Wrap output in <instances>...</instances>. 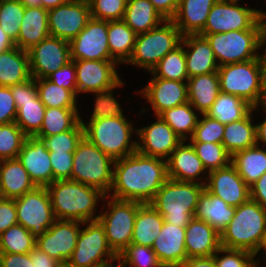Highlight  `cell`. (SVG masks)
I'll return each mask as SVG.
<instances>
[{
    "label": "cell",
    "instance_id": "obj_1",
    "mask_svg": "<svg viewBox=\"0 0 266 267\" xmlns=\"http://www.w3.org/2000/svg\"><path fill=\"white\" fill-rule=\"evenodd\" d=\"M112 198L150 203L169 179L167 160L138 151L115 160Z\"/></svg>",
    "mask_w": 266,
    "mask_h": 267
},
{
    "label": "cell",
    "instance_id": "obj_2",
    "mask_svg": "<svg viewBox=\"0 0 266 267\" xmlns=\"http://www.w3.org/2000/svg\"><path fill=\"white\" fill-rule=\"evenodd\" d=\"M46 188L54 217L59 220L96 221L99 217L94 214L97 201L107 199L99 189L72 180H57Z\"/></svg>",
    "mask_w": 266,
    "mask_h": 267
},
{
    "label": "cell",
    "instance_id": "obj_3",
    "mask_svg": "<svg viewBox=\"0 0 266 267\" xmlns=\"http://www.w3.org/2000/svg\"><path fill=\"white\" fill-rule=\"evenodd\" d=\"M266 235V208L249 199L236 207L229 224L220 233L221 247L256 254Z\"/></svg>",
    "mask_w": 266,
    "mask_h": 267
},
{
    "label": "cell",
    "instance_id": "obj_4",
    "mask_svg": "<svg viewBox=\"0 0 266 267\" xmlns=\"http://www.w3.org/2000/svg\"><path fill=\"white\" fill-rule=\"evenodd\" d=\"M205 184L202 181L180 182L168 179L150 204L164 218V222L186 227L195 215Z\"/></svg>",
    "mask_w": 266,
    "mask_h": 267
},
{
    "label": "cell",
    "instance_id": "obj_5",
    "mask_svg": "<svg viewBox=\"0 0 266 267\" xmlns=\"http://www.w3.org/2000/svg\"><path fill=\"white\" fill-rule=\"evenodd\" d=\"M266 13L249 30L200 34L209 41L219 66L259 58L258 49L266 45Z\"/></svg>",
    "mask_w": 266,
    "mask_h": 267
},
{
    "label": "cell",
    "instance_id": "obj_6",
    "mask_svg": "<svg viewBox=\"0 0 266 267\" xmlns=\"http://www.w3.org/2000/svg\"><path fill=\"white\" fill-rule=\"evenodd\" d=\"M83 124L84 137L113 160L121 159L137 151V142L130 141L132 123L125 116L90 120ZM131 142V144H130Z\"/></svg>",
    "mask_w": 266,
    "mask_h": 267
},
{
    "label": "cell",
    "instance_id": "obj_7",
    "mask_svg": "<svg viewBox=\"0 0 266 267\" xmlns=\"http://www.w3.org/2000/svg\"><path fill=\"white\" fill-rule=\"evenodd\" d=\"M114 163L115 160L83 136L73 153L71 180L111 195Z\"/></svg>",
    "mask_w": 266,
    "mask_h": 267
},
{
    "label": "cell",
    "instance_id": "obj_8",
    "mask_svg": "<svg viewBox=\"0 0 266 267\" xmlns=\"http://www.w3.org/2000/svg\"><path fill=\"white\" fill-rule=\"evenodd\" d=\"M160 25L148 32L137 34L131 57L126 63L151 70L169 52L178 47L182 35L172 20H164Z\"/></svg>",
    "mask_w": 266,
    "mask_h": 267
},
{
    "label": "cell",
    "instance_id": "obj_9",
    "mask_svg": "<svg viewBox=\"0 0 266 267\" xmlns=\"http://www.w3.org/2000/svg\"><path fill=\"white\" fill-rule=\"evenodd\" d=\"M220 92L241 97L254 109L261 95V69L259 58L246 62L226 64L218 69Z\"/></svg>",
    "mask_w": 266,
    "mask_h": 267
},
{
    "label": "cell",
    "instance_id": "obj_10",
    "mask_svg": "<svg viewBox=\"0 0 266 267\" xmlns=\"http://www.w3.org/2000/svg\"><path fill=\"white\" fill-rule=\"evenodd\" d=\"M87 226L80 230L76 247L66 265L68 267H116L112 263L118 260V255L109 246L104 227L98 220L90 221Z\"/></svg>",
    "mask_w": 266,
    "mask_h": 267
},
{
    "label": "cell",
    "instance_id": "obj_11",
    "mask_svg": "<svg viewBox=\"0 0 266 267\" xmlns=\"http://www.w3.org/2000/svg\"><path fill=\"white\" fill-rule=\"evenodd\" d=\"M110 200V211L101 213L98 221L104 227L109 246L118 255L131 244L136 213L142 203L112 197Z\"/></svg>",
    "mask_w": 266,
    "mask_h": 267
},
{
    "label": "cell",
    "instance_id": "obj_12",
    "mask_svg": "<svg viewBox=\"0 0 266 267\" xmlns=\"http://www.w3.org/2000/svg\"><path fill=\"white\" fill-rule=\"evenodd\" d=\"M18 224L35 237L46 232L56 220L48 189L35 187L32 191L15 199Z\"/></svg>",
    "mask_w": 266,
    "mask_h": 267
},
{
    "label": "cell",
    "instance_id": "obj_13",
    "mask_svg": "<svg viewBox=\"0 0 266 267\" xmlns=\"http://www.w3.org/2000/svg\"><path fill=\"white\" fill-rule=\"evenodd\" d=\"M239 0H218L209 12L204 29L199 34L226 33L251 29L262 12L238 5Z\"/></svg>",
    "mask_w": 266,
    "mask_h": 267
},
{
    "label": "cell",
    "instance_id": "obj_14",
    "mask_svg": "<svg viewBox=\"0 0 266 267\" xmlns=\"http://www.w3.org/2000/svg\"><path fill=\"white\" fill-rule=\"evenodd\" d=\"M87 223L56 219L46 232L36 238V247L64 266L76 247L80 224Z\"/></svg>",
    "mask_w": 266,
    "mask_h": 267
},
{
    "label": "cell",
    "instance_id": "obj_15",
    "mask_svg": "<svg viewBox=\"0 0 266 267\" xmlns=\"http://www.w3.org/2000/svg\"><path fill=\"white\" fill-rule=\"evenodd\" d=\"M108 21L90 18L70 43L71 60H115L108 44Z\"/></svg>",
    "mask_w": 266,
    "mask_h": 267
},
{
    "label": "cell",
    "instance_id": "obj_16",
    "mask_svg": "<svg viewBox=\"0 0 266 267\" xmlns=\"http://www.w3.org/2000/svg\"><path fill=\"white\" fill-rule=\"evenodd\" d=\"M91 18L88 0H70L48 10L50 36L71 41Z\"/></svg>",
    "mask_w": 266,
    "mask_h": 267
},
{
    "label": "cell",
    "instance_id": "obj_17",
    "mask_svg": "<svg viewBox=\"0 0 266 267\" xmlns=\"http://www.w3.org/2000/svg\"><path fill=\"white\" fill-rule=\"evenodd\" d=\"M31 76L47 78L71 61L70 43L67 40L49 36L28 50Z\"/></svg>",
    "mask_w": 266,
    "mask_h": 267
},
{
    "label": "cell",
    "instance_id": "obj_18",
    "mask_svg": "<svg viewBox=\"0 0 266 267\" xmlns=\"http://www.w3.org/2000/svg\"><path fill=\"white\" fill-rule=\"evenodd\" d=\"M76 69L77 95L114 88L121 80L116 71V60H78Z\"/></svg>",
    "mask_w": 266,
    "mask_h": 267
},
{
    "label": "cell",
    "instance_id": "obj_19",
    "mask_svg": "<svg viewBox=\"0 0 266 267\" xmlns=\"http://www.w3.org/2000/svg\"><path fill=\"white\" fill-rule=\"evenodd\" d=\"M208 176L205 189L229 206L238 207L250 199L249 186L231 163L224 168L208 172Z\"/></svg>",
    "mask_w": 266,
    "mask_h": 267
},
{
    "label": "cell",
    "instance_id": "obj_20",
    "mask_svg": "<svg viewBox=\"0 0 266 267\" xmlns=\"http://www.w3.org/2000/svg\"><path fill=\"white\" fill-rule=\"evenodd\" d=\"M151 125L136 129L140 142H137V151L146 156L158 157L167 160L182 139L160 117ZM168 156V157H167ZM167 158V159H166Z\"/></svg>",
    "mask_w": 266,
    "mask_h": 267
},
{
    "label": "cell",
    "instance_id": "obj_21",
    "mask_svg": "<svg viewBox=\"0 0 266 267\" xmlns=\"http://www.w3.org/2000/svg\"><path fill=\"white\" fill-rule=\"evenodd\" d=\"M17 158L36 187H47L53 182L49 151L42 139L27 136Z\"/></svg>",
    "mask_w": 266,
    "mask_h": 267
},
{
    "label": "cell",
    "instance_id": "obj_22",
    "mask_svg": "<svg viewBox=\"0 0 266 267\" xmlns=\"http://www.w3.org/2000/svg\"><path fill=\"white\" fill-rule=\"evenodd\" d=\"M141 93L151 103L155 116L188 102V86L182 81L153 78Z\"/></svg>",
    "mask_w": 266,
    "mask_h": 267
},
{
    "label": "cell",
    "instance_id": "obj_23",
    "mask_svg": "<svg viewBox=\"0 0 266 267\" xmlns=\"http://www.w3.org/2000/svg\"><path fill=\"white\" fill-rule=\"evenodd\" d=\"M151 248L164 267H180L187 259L185 227L164 222Z\"/></svg>",
    "mask_w": 266,
    "mask_h": 267
},
{
    "label": "cell",
    "instance_id": "obj_24",
    "mask_svg": "<svg viewBox=\"0 0 266 267\" xmlns=\"http://www.w3.org/2000/svg\"><path fill=\"white\" fill-rule=\"evenodd\" d=\"M188 77L217 72L219 65L209 41L200 34L182 36Z\"/></svg>",
    "mask_w": 266,
    "mask_h": 267
},
{
    "label": "cell",
    "instance_id": "obj_25",
    "mask_svg": "<svg viewBox=\"0 0 266 267\" xmlns=\"http://www.w3.org/2000/svg\"><path fill=\"white\" fill-rule=\"evenodd\" d=\"M187 258L207 257L221 248L220 233L206 221L193 217L185 227Z\"/></svg>",
    "mask_w": 266,
    "mask_h": 267
},
{
    "label": "cell",
    "instance_id": "obj_26",
    "mask_svg": "<svg viewBox=\"0 0 266 267\" xmlns=\"http://www.w3.org/2000/svg\"><path fill=\"white\" fill-rule=\"evenodd\" d=\"M184 144L182 140L167 159L168 178L180 182H198L195 179L200 180L199 175L207 170L191 143Z\"/></svg>",
    "mask_w": 266,
    "mask_h": 267
},
{
    "label": "cell",
    "instance_id": "obj_27",
    "mask_svg": "<svg viewBox=\"0 0 266 267\" xmlns=\"http://www.w3.org/2000/svg\"><path fill=\"white\" fill-rule=\"evenodd\" d=\"M218 0H180L172 19L182 36L199 34L207 22L211 8Z\"/></svg>",
    "mask_w": 266,
    "mask_h": 267
},
{
    "label": "cell",
    "instance_id": "obj_28",
    "mask_svg": "<svg viewBox=\"0 0 266 267\" xmlns=\"http://www.w3.org/2000/svg\"><path fill=\"white\" fill-rule=\"evenodd\" d=\"M49 36L48 10L41 6L25 7L15 46L28 51Z\"/></svg>",
    "mask_w": 266,
    "mask_h": 267
},
{
    "label": "cell",
    "instance_id": "obj_29",
    "mask_svg": "<svg viewBox=\"0 0 266 267\" xmlns=\"http://www.w3.org/2000/svg\"><path fill=\"white\" fill-rule=\"evenodd\" d=\"M35 187L18 158L0 161L1 198L17 199Z\"/></svg>",
    "mask_w": 266,
    "mask_h": 267
},
{
    "label": "cell",
    "instance_id": "obj_30",
    "mask_svg": "<svg viewBox=\"0 0 266 267\" xmlns=\"http://www.w3.org/2000/svg\"><path fill=\"white\" fill-rule=\"evenodd\" d=\"M32 78L28 51L17 46L0 53V86L10 87Z\"/></svg>",
    "mask_w": 266,
    "mask_h": 267
},
{
    "label": "cell",
    "instance_id": "obj_31",
    "mask_svg": "<svg viewBox=\"0 0 266 267\" xmlns=\"http://www.w3.org/2000/svg\"><path fill=\"white\" fill-rule=\"evenodd\" d=\"M188 102L206 114L220 93L218 72L190 77L187 81Z\"/></svg>",
    "mask_w": 266,
    "mask_h": 267
},
{
    "label": "cell",
    "instance_id": "obj_32",
    "mask_svg": "<svg viewBox=\"0 0 266 267\" xmlns=\"http://www.w3.org/2000/svg\"><path fill=\"white\" fill-rule=\"evenodd\" d=\"M235 210L236 207L229 206L221 198L204 189L199 196L194 217L206 221L221 233L233 218Z\"/></svg>",
    "mask_w": 266,
    "mask_h": 267
},
{
    "label": "cell",
    "instance_id": "obj_33",
    "mask_svg": "<svg viewBox=\"0 0 266 267\" xmlns=\"http://www.w3.org/2000/svg\"><path fill=\"white\" fill-rule=\"evenodd\" d=\"M163 223L164 218L150 203L141 204L136 213L131 243L152 247Z\"/></svg>",
    "mask_w": 266,
    "mask_h": 267
},
{
    "label": "cell",
    "instance_id": "obj_34",
    "mask_svg": "<svg viewBox=\"0 0 266 267\" xmlns=\"http://www.w3.org/2000/svg\"><path fill=\"white\" fill-rule=\"evenodd\" d=\"M253 109L241 120L225 125L222 144L232 156L234 153L257 145L256 125H252Z\"/></svg>",
    "mask_w": 266,
    "mask_h": 267
},
{
    "label": "cell",
    "instance_id": "obj_35",
    "mask_svg": "<svg viewBox=\"0 0 266 267\" xmlns=\"http://www.w3.org/2000/svg\"><path fill=\"white\" fill-rule=\"evenodd\" d=\"M231 164L250 187L266 172V150L255 145L231 156Z\"/></svg>",
    "mask_w": 266,
    "mask_h": 267
},
{
    "label": "cell",
    "instance_id": "obj_36",
    "mask_svg": "<svg viewBox=\"0 0 266 267\" xmlns=\"http://www.w3.org/2000/svg\"><path fill=\"white\" fill-rule=\"evenodd\" d=\"M164 18L149 0H128L123 21L136 33H145L163 24Z\"/></svg>",
    "mask_w": 266,
    "mask_h": 267
},
{
    "label": "cell",
    "instance_id": "obj_37",
    "mask_svg": "<svg viewBox=\"0 0 266 267\" xmlns=\"http://www.w3.org/2000/svg\"><path fill=\"white\" fill-rule=\"evenodd\" d=\"M110 55L118 63H126L132 55L137 34L123 21H108Z\"/></svg>",
    "mask_w": 266,
    "mask_h": 267
},
{
    "label": "cell",
    "instance_id": "obj_38",
    "mask_svg": "<svg viewBox=\"0 0 266 267\" xmlns=\"http://www.w3.org/2000/svg\"><path fill=\"white\" fill-rule=\"evenodd\" d=\"M252 109L241 97L220 92L206 115L226 125L243 119Z\"/></svg>",
    "mask_w": 266,
    "mask_h": 267
},
{
    "label": "cell",
    "instance_id": "obj_39",
    "mask_svg": "<svg viewBox=\"0 0 266 267\" xmlns=\"http://www.w3.org/2000/svg\"><path fill=\"white\" fill-rule=\"evenodd\" d=\"M79 122L77 108H46L41 129L35 137L42 139L72 130Z\"/></svg>",
    "mask_w": 266,
    "mask_h": 267
},
{
    "label": "cell",
    "instance_id": "obj_40",
    "mask_svg": "<svg viewBox=\"0 0 266 267\" xmlns=\"http://www.w3.org/2000/svg\"><path fill=\"white\" fill-rule=\"evenodd\" d=\"M192 108L193 106L186 102L163 111L159 116L185 141L188 134L190 138L193 136L200 119Z\"/></svg>",
    "mask_w": 266,
    "mask_h": 267
},
{
    "label": "cell",
    "instance_id": "obj_41",
    "mask_svg": "<svg viewBox=\"0 0 266 267\" xmlns=\"http://www.w3.org/2000/svg\"><path fill=\"white\" fill-rule=\"evenodd\" d=\"M15 103L17 108L15 123L27 136H35L44 120L45 105L39 96L33 100L15 101Z\"/></svg>",
    "mask_w": 266,
    "mask_h": 267
},
{
    "label": "cell",
    "instance_id": "obj_42",
    "mask_svg": "<svg viewBox=\"0 0 266 267\" xmlns=\"http://www.w3.org/2000/svg\"><path fill=\"white\" fill-rule=\"evenodd\" d=\"M184 48L185 47L180 44L173 51L166 54L151 70V73L154 76L153 78L187 82L189 77Z\"/></svg>",
    "mask_w": 266,
    "mask_h": 267
},
{
    "label": "cell",
    "instance_id": "obj_43",
    "mask_svg": "<svg viewBox=\"0 0 266 267\" xmlns=\"http://www.w3.org/2000/svg\"><path fill=\"white\" fill-rule=\"evenodd\" d=\"M39 99L46 108H77L76 97L70 90L47 78L35 79Z\"/></svg>",
    "mask_w": 266,
    "mask_h": 267
},
{
    "label": "cell",
    "instance_id": "obj_44",
    "mask_svg": "<svg viewBox=\"0 0 266 267\" xmlns=\"http://www.w3.org/2000/svg\"><path fill=\"white\" fill-rule=\"evenodd\" d=\"M36 247V238L22 225L10 226L0 234V253L27 254Z\"/></svg>",
    "mask_w": 266,
    "mask_h": 267
},
{
    "label": "cell",
    "instance_id": "obj_45",
    "mask_svg": "<svg viewBox=\"0 0 266 267\" xmlns=\"http://www.w3.org/2000/svg\"><path fill=\"white\" fill-rule=\"evenodd\" d=\"M117 267H164L151 247L131 243L118 254Z\"/></svg>",
    "mask_w": 266,
    "mask_h": 267
},
{
    "label": "cell",
    "instance_id": "obj_46",
    "mask_svg": "<svg viewBox=\"0 0 266 267\" xmlns=\"http://www.w3.org/2000/svg\"><path fill=\"white\" fill-rule=\"evenodd\" d=\"M25 6L19 0L0 1V26L8 37L17 42Z\"/></svg>",
    "mask_w": 266,
    "mask_h": 267
},
{
    "label": "cell",
    "instance_id": "obj_47",
    "mask_svg": "<svg viewBox=\"0 0 266 267\" xmlns=\"http://www.w3.org/2000/svg\"><path fill=\"white\" fill-rule=\"evenodd\" d=\"M27 135L15 123L0 125V161L17 158Z\"/></svg>",
    "mask_w": 266,
    "mask_h": 267
},
{
    "label": "cell",
    "instance_id": "obj_48",
    "mask_svg": "<svg viewBox=\"0 0 266 267\" xmlns=\"http://www.w3.org/2000/svg\"><path fill=\"white\" fill-rule=\"evenodd\" d=\"M197 157L208 172L224 168L231 163V155L222 143H191Z\"/></svg>",
    "mask_w": 266,
    "mask_h": 267
},
{
    "label": "cell",
    "instance_id": "obj_49",
    "mask_svg": "<svg viewBox=\"0 0 266 267\" xmlns=\"http://www.w3.org/2000/svg\"><path fill=\"white\" fill-rule=\"evenodd\" d=\"M84 136L83 124L79 122L72 130L42 138L49 152H74Z\"/></svg>",
    "mask_w": 266,
    "mask_h": 267
},
{
    "label": "cell",
    "instance_id": "obj_50",
    "mask_svg": "<svg viewBox=\"0 0 266 267\" xmlns=\"http://www.w3.org/2000/svg\"><path fill=\"white\" fill-rule=\"evenodd\" d=\"M201 115L203 118L198 120L190 143H222L225 125L206 114Z\"/></svg>",
    "mask_w": 266,
    "mask_h": 267
},
{
    "label": "cell",
    "instance_id": "obj_51",
    "mask_svg": "<svg viewBox=\"0 0 266 267\" xmlns=\"http://www.w3.org/2000/svg\"><path fill=\"white\" fill-rule=\"evenodd\" d=\"M123 86L122 80L114 87L108 90L92 92L96 94L94 111L90 120H98L108 117L124 116L122 108L117 100L113 97L112 91L116 87Z\"/></svg>",
    "mask_w": 266,
    "mask_h": 267
},
{
    "label": "cell",
    "instance_id": "obj_52",
    "mask_svg": "<svg viewBox=\"0 0 266 267\" xmlns=\"http://www.w3.org/2000/svg\"><path fill=\"white\" fill-rule=\"evenodd\" d=\"M128 0H88L91 17L99 20H123Z\"/></svg>",
    "mask_w": 266,
    "mask_h": 267
},
{
    "label": "cell",
    "instance_id": "obj_53",
    "mask_svg": "<svg viewBox=\"0 0 266 267\" xmlns=\"http://www.w3.org/2000/svg\"><path fill=\"white\" fill-rule=\"evenodd\" d=\"M226 253L225 256H218V253ZM216 267H258L259 260H254L255 255L238 249L221 247L214 254Z\"/></svg>",
    "mask_w": 266,
    "mask_h": 267
},
{
    "label": "cell",
    "instance_id": "obj_54",
    "mask_svg": "<svg viewBox=\"0 0 266 267\" xmlns=\"http://www.w3.org/2000/svg\"><path fill=\"white\" fill-rule=\"evenodd\" d=\"M74 152H49L53 171V182L71 180Z\"/></svg>",
    "mask_w": 266,
    "mask_h": 267
},
{
    "label": "cell",
    "instance_id": "obj_55",
    "mask_svg": "<svg viewBox=\"0 0 266 267\" xmlns=\"http://www.w3.org/2000/svg\"><path fill=\"white\" fill-rule=\"evenodd\" d=\"M47 79L56 85L70 90L75 96L77 95L76 69L73 60L50 74Z\"/></svg>",
    "mask_w": 266,
    "mask_h": 267
},
{
    "label": "cell",
    "instance_id": "obj_56",
    "mask_svg": "<svg viewBox=\"0 0 266 267\" xmlns=\"http://www.w3.org/2000/svg\"><path fill=\"white\" fill-rule=\"evenodd\" d=\"M16 103L10 87L0 86V125L16 120Z\"/></svg>",
    "mask_w": 266,
    "mask_h": 267
},
{
    "label": "cell",
    "instance_id": "obj_57",
    "mask_svg": "<svg viewBox=\"0 0 266 267\" xmlns=\"http://www.w3.org/2000/svg\"><path fill=\"white\" fill-rule=\"evenodd\" d=\"M18 224L16 216L15 199L0 197V234L10 226Z\"/></svg>",
    "mask_w": 266,
    "mask_h": 267
},
{
    "label": "cell",
    "instance_id": "obj_58",
    "mask_svg": "<svg viewBox=\"0 0 266 267\" xmlns=\"http://www.w3.org/2000/svg\"><path fill=\"white\" fill-rule=\"evenodd\" d=\"M15 101L33 100L38 96L35 78H30L24 83L10 86Z\"/></svg>",
    "mask_w": 266,
    "mask_h": 267
},
{
    "label": "cell",
    "instance_id": "obj_59",
    "mask_svg": "<svg viewBox=\"0 0 266 267\" xmlns=\"http://www.w3.org/2000/svg\"><path fill=\"white\" fill-rule=\"evenodd\" d=\"M0 264L2 267H34V261H31L30 253H0Z\"/></svg>",
    "mask_w": 266,
    "mask_h": 267
},
{
    "label": "cell",
    "instance_id": "obj_60",
    "mask_svg": "<svg viewBox=\"0 0 266 267\" xmlns=\"http://www.w3.org/2000/svg\"><path fill=\"white\" fill-rule=\"evenodd\" d=\"M155 10L165 19L172 20L177 13L180 0H149Z\"/></svg>",
    "mask_w": 266,
    "mask_h": 267
},
{
    "label": "cell",
    "instance_id": "obj_61",
    "mask_svg": "<svg viewBox=\"0 0 266 267\" xmlns=\"http://www.w3.org/2000/svg\"><path fill=\"white\" fill-rule=\"evenodd\" d=\"M249 188L250 199L266 208V172Z\"/></svg>",
    "mask_w": 266,
    "mask_h": 267
},
{
    "label": "cell",
    "instance_id": "obj_62",
    "mask_svg": "<svg viewBox=\"0 0 266 267\" xmlns=\"http://www.w3.org/2000/svg\"><path fill=\"white\" fill-rule=\"evenodd\" d=\"M31 261H34V267H63V265L35 247L30 252Z\"/></svg>",
    "mask_w": 266,
    "mask_h": 267
},
{
    "label": "cell",
    "instance_id": "obj_63",
    "mask_svg": "<svg viewBox=\"0 0 266 267\" xmlns=\"http://www.w3.org/2000/svg\"><path fill=\"white\" fill-rule=\"evenodd\" d=\"M180 267H216L213 256L187 258Z\"/></svg>",
    "mask_w": 266,
    "mask_h": 267
},
{
    "label": "cell",
    "instance_id": "obj_64",
    "mask_svg": "<svg viewBox=\"0 0 266 267\" xmlns=\"http://www.w3.org/2000/svg\"><path fill=\"white\" fill-rule=\"evenodd\" d=\"M265 54L260 55V69H261V95H260V105L266 106V50Z\"/></svg>",
    "mask_w": 266,
    "mask_h": 267
},
{
    "label": "cell",
    "instance_id": "obj_65",
    "mask_svg": "<svg viewBox=\"0 0 266 267\" xmlns=\"http://www.w3.org/2000/svg\"><path fill=\"white\" fill-rule=\"evenodd\" d=\"M15 47V43L8 37L0 26V53Z\"/></svg>",
    "mask_w": 266,
    "mask_h": 267
},
{
    "label": "cell",
    "instance_id": "obj_66",
    "mask_svg": "<svg viewBox=\"0 0 266 267\" xmlns=\"http://www.w3.org/2000/svg\"><path fill=\"white\" fill-rule=\"evenodd\" d=\"M262 107L266 110V106L262 105ZM266 112V111H265ZM256 125V141L257 145L259 144L258 142L262 141V143L266 144V119L264 122L260 124H255Z\"/></svg>",
    "mask_w": 266,
    "mask_h": 267
},
{
    "label": "cell",
    "instance_id": "obj_67",
    "mask_svg": "<svg viewBox=\"0 0 266 267\" xmlns=\"http://www.w3.org/2000/svg\"><path fill=\"white\" fill-rule=\"evenodd\" d=\"M70 0H41V7L50 10L67 3Z\"/></svg>",
    "mask_w": 266,
    "mask_h": 267
},
{
    "label": "cell",
    "instance_id": "obj_68",
    "mask_svg": "<svg viewBox=\"0 0 266 267\" xmlns=\"http://www.w3.org/2000/svg\"><path fill=\"white\" fill-rule=\"evenodd\" d=\"M25 7H40L41 0H19Z\"/></svg>",
    "mask_w": 266,
    "mask_h": 267
},
{
    "label": "cell",
    "instance_id": "obj_69",
    "mask_svg": "<svg viewBox=\"0 0 266 267\" xmlns=\"http://www.w3.org/2000/svg\"><path fill=\"white\" fill-rule=\"evenodd\" d=\"M262 248H263V250L265 251V252H263V255H265V254H266V235H265L264 238L262 239V242H261V244H260V246H259V248H258V251H257V253L255 254V256L258 254V252H259L260 250H262ZM264 260L266 261V258H265Z\"/></svg>",
    "mask_w": 266,
    "mask_h": 267
}]
</instances>
